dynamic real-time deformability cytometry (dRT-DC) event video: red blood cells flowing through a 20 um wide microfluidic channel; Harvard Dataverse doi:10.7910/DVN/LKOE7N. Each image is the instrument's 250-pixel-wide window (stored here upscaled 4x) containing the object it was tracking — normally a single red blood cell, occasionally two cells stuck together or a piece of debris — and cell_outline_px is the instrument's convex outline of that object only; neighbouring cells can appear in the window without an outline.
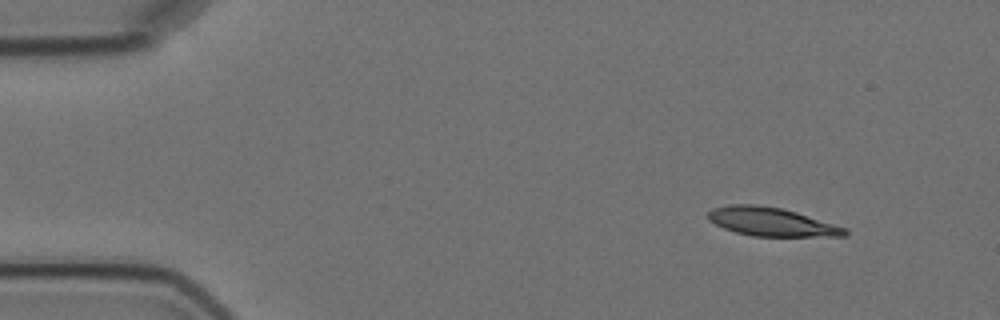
{"species": "Egyptian fruit bat (a non-hibernating species)", "species_latin": "Rousettus aegyptiacus", "temperature_condition": "cold", "stored_images_in_passage": 5, "camera_frame_rate_fps": 3000, "um_per_image_px": 0.085, "animal": {"sex": "female"}, "frame": {"image": 1, "passage_image": 1, "time_ms": 0.0, "image_size_px": [1000, 320], "cell_outline_px": [[848, 236], [752, 236], [736, 232], [724, 228], [708, 220], [708, 212], [712, 208], [728, 204], [756, 204], [780, 208], [796, 212], [848, 228]], "centroid_in_image_um": [65.57, 18.85], "position_along_channel_um": 19.4, "area_um2": 22.77}}
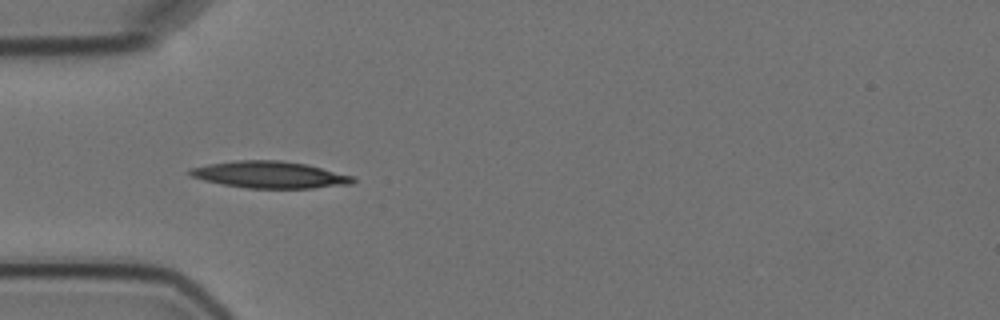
{"frame": {"image": 2, "passage_image": 4, "time_ms": 3.667, "image_size_px": [1000, 320], "cell_outline_px": [[356, 180], [352, 184], [312, 188], [248, 188], [224, 184], [204, 180], [192, 176], [188, 172], [188, 168], [208, 164], [236, 160], [280, 160], [308, 164], [356, 176]], "centroid_in_image_um": [22.99, 14.84], "position_along_channel_um": 62.0, "area_um2": 25.61}}
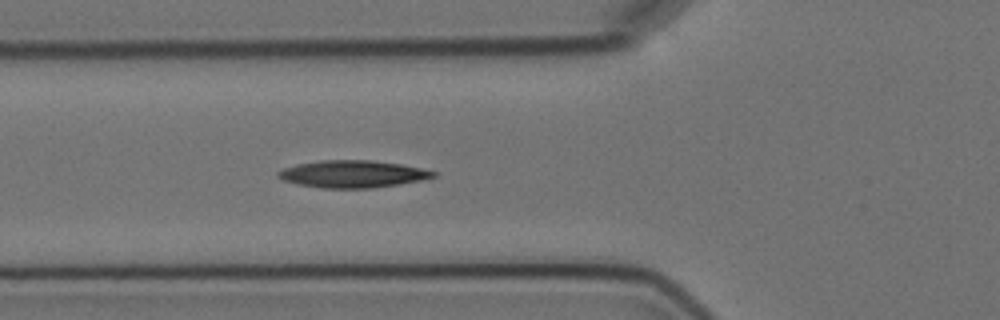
{"frame": {"image": 3, "passage_image": 5, "time_ms": 4.667, "image_size_px": [1000, 320], "cell_outline_px": [[436, 176], [420, 180], [400, 184], [372, 188], [320, 188], [296, 184], [284, 180], [276, 176], [276, 172], [284, 168], [296, 164], [320, 160], [368, 160], [400, 164], [420, 168], [436, 172]], "centroid_in_image_um": [29.92, 14.79], "position_along_channel_um": 95.9, "area_um2": 24.57}}